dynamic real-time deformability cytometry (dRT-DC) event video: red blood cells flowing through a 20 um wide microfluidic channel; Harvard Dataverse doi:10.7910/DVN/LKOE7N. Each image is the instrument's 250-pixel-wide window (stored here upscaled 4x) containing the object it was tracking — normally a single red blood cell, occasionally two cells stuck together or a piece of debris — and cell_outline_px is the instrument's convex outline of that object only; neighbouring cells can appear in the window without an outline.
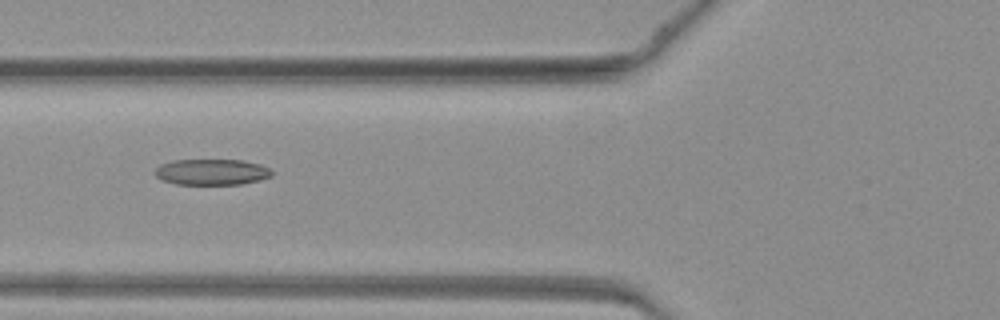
{"species": "common noctule bat (a hibernating species)", "species_latin": "Nyctalus noctula", "temperature_condition": "warm", "stored_images_in_passage": 46, "camera_frame_rate_fps": 3000, "um_per_image_px": 0.085, "animal": {"sex": "female", "body_mass_g": 19.3, "forearm_length_mm": 54.1}, "frame": {"image": 1, "passage_image": 18, "time_ms": 5.667, "image_size_px": [1000, 320], "cell_outline_px": [[272, 176], [260, 180], [244, 184], [176, 184], [160, 180], [156, 176], [156, 168], [160, 164], [172, 160], [244, 160], [260, 164], [268, 168], [272, 172]], "centroid_in_image_um": [18.0, 14.62], "position_along_channel_um": 107.8, "area_um2": 17.74}}
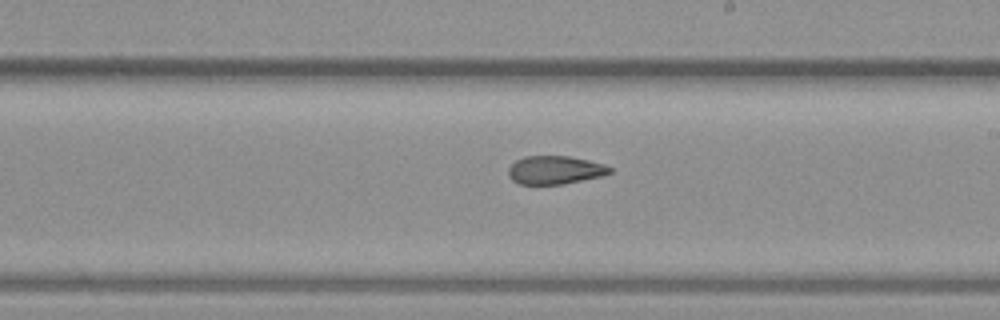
{"frame": {"image": 2, "passage_image": 27, "time_ms": 8.667, "image_size_px": [1000, 320], "cell_outline_px": [[612, 172], [600, 176], [560, 184], [520, 184], [512, 180], [508, 176], [508, 168], [516, 160], [524, 156], [568, 156], [588, 160], [604, 164], [612, 168]], "centroid_in_image_um": [47.14, 14.44], "position_along_channel_um": 241.9, "area_um2": 16.59}}
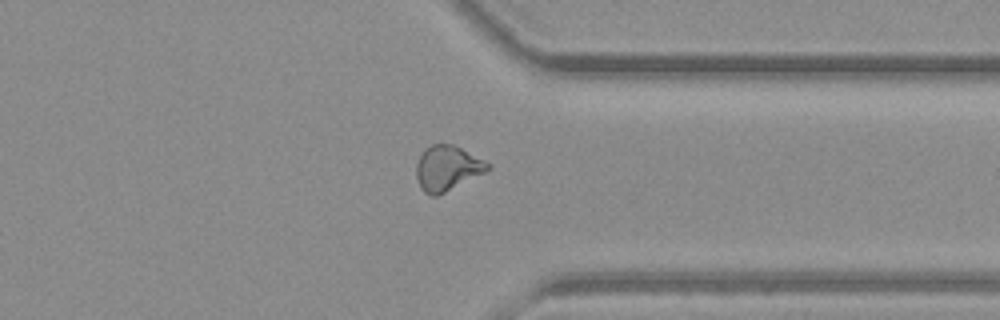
{"frame": {"image": 3, "passage_image": 36, "time_ms": 11.667, "image_size_px": [1000, 320], "cell_outline_px": [[492, 168], [436, 196], [432, 196], [424, 192], [420, 188], [416, 176], [416, 164], [420, 156], [432, 144], [452, 144], [492, 164]], "centroid_in_image_um": [38.01, 14.3], "position_along_channel_um": 373.4, "area_um2": 18.32}}